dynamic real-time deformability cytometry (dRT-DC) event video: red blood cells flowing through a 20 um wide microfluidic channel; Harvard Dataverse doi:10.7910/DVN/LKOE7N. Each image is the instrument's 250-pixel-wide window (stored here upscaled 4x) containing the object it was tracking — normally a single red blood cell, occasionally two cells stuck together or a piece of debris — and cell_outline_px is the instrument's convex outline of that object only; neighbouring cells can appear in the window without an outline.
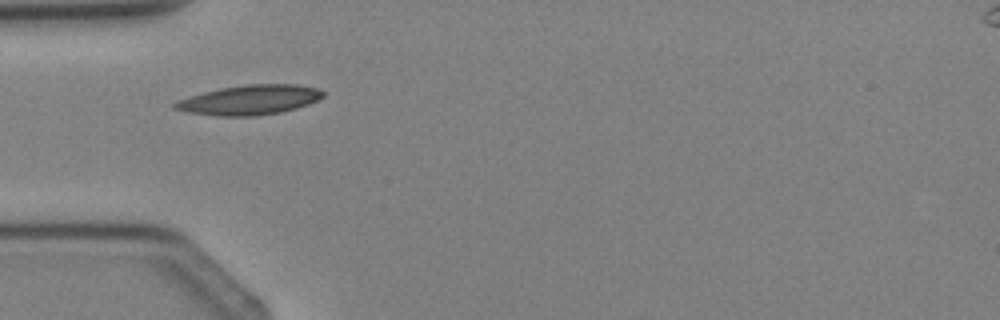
{"species": "Egyptian fruit bat (a non-hibernating species)", "species_latin": "Rousettus aegyptiacus", "temperature_condition": "cold", "stored_images_in_passage": 4, "camera_frame_rate_fps": 3000, "um_per_image_px": 0.085, "animal": {"sex": "female"}, "frame": {"image": 1, "passage_image": 3, "time_ms": 2.333, "image_size_px": [1000, 320], "cell_outline_px": [[328, 92], [324, 96], [308, 104], [296, 108], [280, 112], [256, 116], [220, 116], [188, 112], [172, 108], [172, 104], [176, 100], [188, 96], [220, 88], [244, 84], [296, 84], [316, 88]], "centroid_in_image_um": [21.21, 8.48], "position_along_channel_um": 63.8, "area_um2": 25.78}}
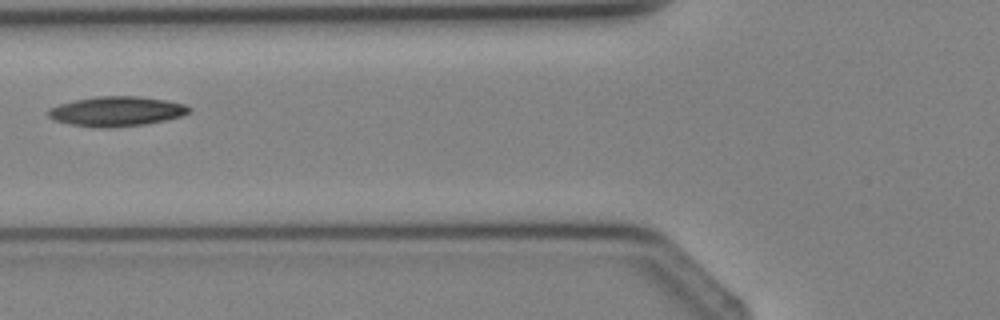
{"frame": {"image": 2, "passage_image": 4, "time_ms": 3.333, "image_size_px": [1000, 320], "cell_outline_px": [[192, 108], [188, 112], [180, 116], [164, 120], [144, 124], [112, 128], [92, 128], [72, 124], [56, 120], [48, 116], [48, 108], [60, 104], [76, 100], [96, 96], [140, 96], [164, 100], [184, 104]], "centroid_in_image_um": [9.89, 9.46], "position_along_channel_um": 115.9, "area_um2": 24.28}}